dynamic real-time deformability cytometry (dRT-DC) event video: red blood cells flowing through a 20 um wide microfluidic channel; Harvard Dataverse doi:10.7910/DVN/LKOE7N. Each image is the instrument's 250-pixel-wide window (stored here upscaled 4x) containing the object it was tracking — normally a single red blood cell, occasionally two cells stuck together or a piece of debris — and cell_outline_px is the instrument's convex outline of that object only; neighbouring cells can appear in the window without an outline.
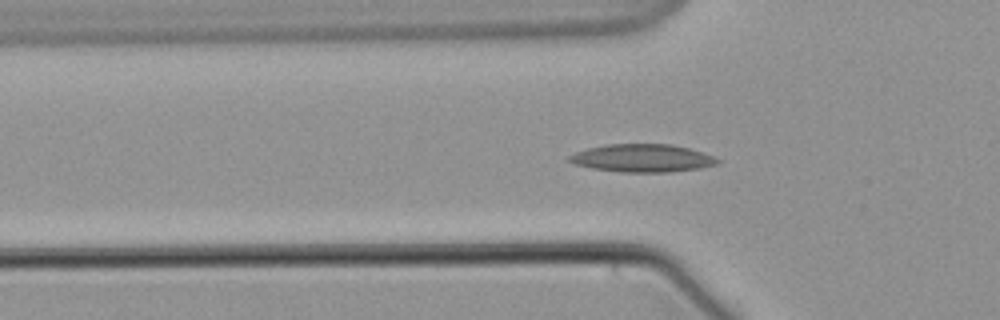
{"species": "common noctule bat (a hibernating species)", "species_latin": "Nyctalus noctula", "temperature_condition": "warm", "stored_images_in_passage": 59, "camera_frame_rate_fps": 3000, "um_per_image_px": 0.085, "animal": {"sex": "male", "body_mass_g": 21.5, "forearm_length_mm": 52.0}, "frame": {"image": 1, "passage_image": 19, "time_ms": 6.0, "image_size_px": [1000, 320], "cell_outline_px": [[724, 160], [720, 164], [700, 168], [672, 172], [620, 172], [592, 168], [572, 164], [564, 160], [568, 156], [576, 152], [588, 148], [608, 144], [672, 144], [688, 148]], "centroid_in_image_um": [54.59, 13.45], "position_along_channel_um": 71.2, "area_um2": 24.33}}
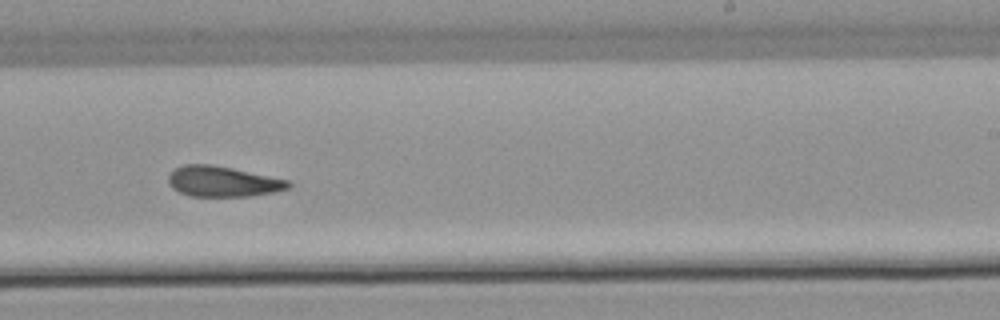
{"frame": {"image": 2, "passage_image": 36, "time_ms": 11.667, "image_size_px": [1000, 320], "cell_outline_px": [[292, 184], [288, 188], [276, 192], [248, 196], [188, 196], [172, 188], [168, 184], [168, 176], [176, 168], [184, 164], [212, 164], [232, 168], [288, 180]], "centroid_in_image_um": [18.92, 15.43], "position_along_channel_um": 270.1, "area_um2": 21.27}}
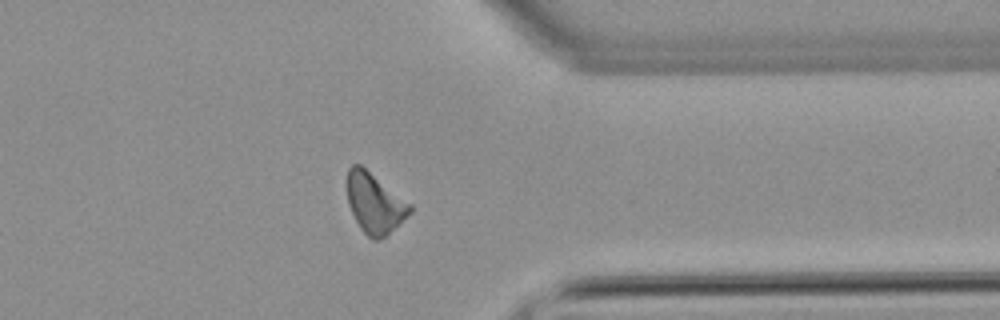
{"frame": {"image": 3, "passage_image": 46, "time_ms": 15.0, "image_size_px": [1000, 320], "cell_outline_px": [[412, 212], [408, 216], [380, 240], [372, 240], [360, 228], [348, 204], [348, 168], [352, 164], [360, 164], [412, 204]], "centroid_in_image_um": [31.86, 17.27], "position_along_channel_um": 379.5, "area_um2": 21.79}}